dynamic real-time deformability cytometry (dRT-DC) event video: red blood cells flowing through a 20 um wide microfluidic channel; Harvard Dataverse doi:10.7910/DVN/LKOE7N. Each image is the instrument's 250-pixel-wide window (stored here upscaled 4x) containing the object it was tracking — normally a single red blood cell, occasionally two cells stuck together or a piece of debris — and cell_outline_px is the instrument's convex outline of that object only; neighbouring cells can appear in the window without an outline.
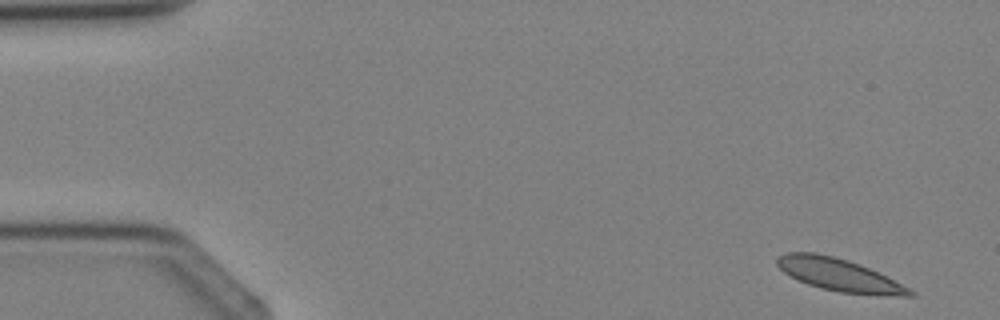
{"species": "Egyptian fruit bat (a non-hibernating species)", "species_latin": "Rousettus aegyptiacus", "temperature_condition": "cold", "stored_images_in_passage": 3, "camera_frame_rate_fps": 3000, "um_per_image_px": 0.085, "animal": {"sex": "female"}, "frame": {"image": 1, "passage_image": 1, "time_ms": 0.0, "image_size_px": [1000, 320], "cell_outline_px": [[916, 296], [884, 296], [840, 292], [820, 288], [808, 284], [784, 272], [776, 264], [776, 256], [788, 252], [816, 252], [848, 260], [860, 264], [916, 292]], "centroid_in_image_um": [71.3, 23.36], "position_along_channel_um": 13.7, "area_um2": 24.91}}